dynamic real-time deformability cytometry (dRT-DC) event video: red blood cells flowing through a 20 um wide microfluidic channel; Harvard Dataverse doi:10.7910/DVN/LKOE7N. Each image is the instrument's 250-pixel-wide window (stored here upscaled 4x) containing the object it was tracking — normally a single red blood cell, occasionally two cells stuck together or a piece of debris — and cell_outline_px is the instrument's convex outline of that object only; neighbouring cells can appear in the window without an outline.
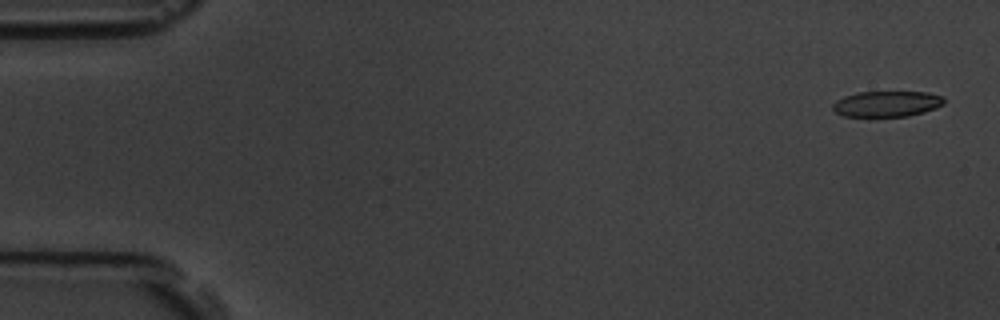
{"species": "common noctule bat (a hibernating species)", "species_latin": "Nyctalus noctula", "temperature_condition": "room temperature", "stored_images_in_passage": 7, "camera_frame_rate_fps": 3000, "um_per_image_px": 0.085, "animal": {"sex": "male", "body_mass_g": 19.5, "forearm_length_mm": 54.6}, "frame": {"image": 1, "passage_image": 1, "time_ms": 0.0, "image_size_px": [1000, 320], "cell_outline_px": [[944, 104], [936, 108], [924, 112], [908, 116], [844, 116], [836, 112], [832, 108], [832, 104], [836, 100], [844, 96], [860, 92], [928, 92], [944, 96]], "centroid_in_image_um": [75.41, 8.82], "position_along_channel_um": 9.6, "area_um2": 16.7}}
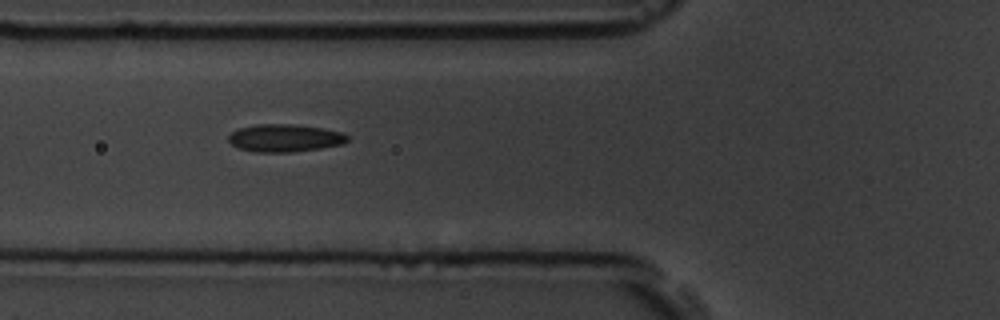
{"frame": {"image": 2, "passage_image": 6, "time_ms": 6.333, "image_size_px": [1000, 320], "cell_outline_px": [[348, 140], [344, 144], [320, 148], [292, 152], [256, 152], [240, 148], [232, 144], [228, 140], [228, 136], [236, 128], [256, 124], [292, 124], [324, 128], [344, 132], [348, 136]], "centroid_in_image_um": [24.22, 11.72], "position_along_channel_um": 101.6, "area_um2": 19.31}}
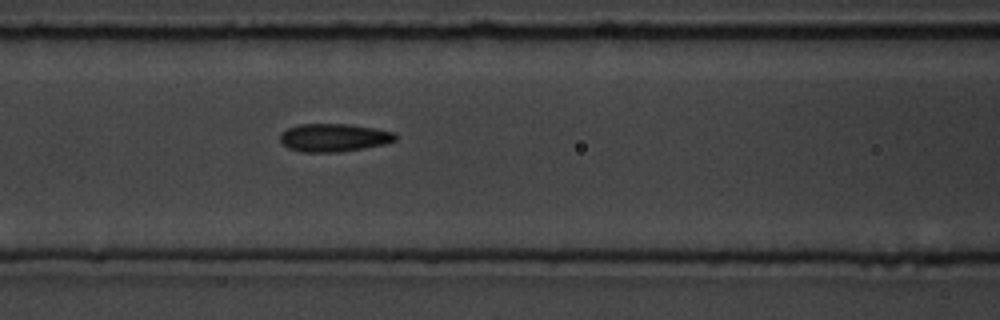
{"frame": {"image": 3, "passage_image": 7, "time_ms": 7.333, "image_size_px": [1000, 320], "cell_outline_px": [[396, 140], [384, 144], [364, 148], [340, 152], [300, 152], [288, 148], [280, 140], [280, 132], [288, 128], [300, 124], [348, 124], [372, 128], [392, 132], [396, 136]], "centroid_in_image_um": [28.33, 11.7], "position_along_channel_um": 138.3, "area_um2": 18.73}}